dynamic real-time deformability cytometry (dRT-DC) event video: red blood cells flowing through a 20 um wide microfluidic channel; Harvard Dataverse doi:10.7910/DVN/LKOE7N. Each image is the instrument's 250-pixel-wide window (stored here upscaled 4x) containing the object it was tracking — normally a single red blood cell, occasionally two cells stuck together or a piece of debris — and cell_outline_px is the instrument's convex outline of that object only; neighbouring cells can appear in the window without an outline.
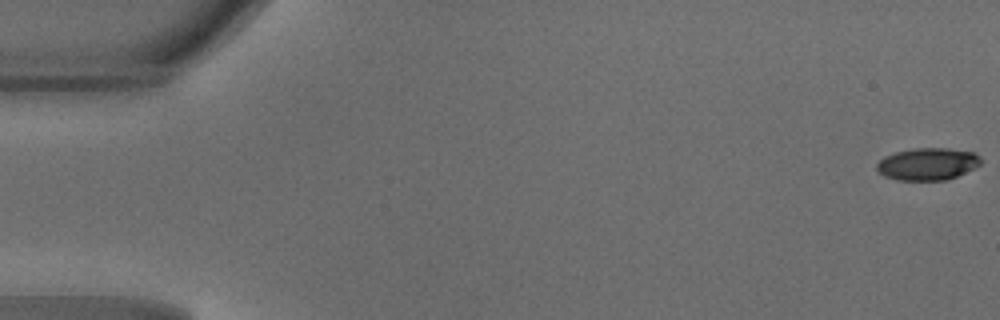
{"species": "common noctule bat (a hibernating species)", "species_latin": "Nyctalus noctula", "temperature_condition": "warm", "stored_images_in_passage": 49, "camera_frame_rate_fps": 3000, "um_per_image_px": 0.085, "animal": {"sex": "male", "body_mass_g": 18.8}, "frame": {"image": 1, "passage_image": 1, "time_ms": 0.0, "image_size_px": [1000, 320], "cell_outline_px": [[980, 164], [956, 176], [944, 180], [896, 180], [884, 176], [876, 168], [876, 164], [884, 156], [896, 152], [916, 148], [948, 148], [972, 152], [980, 156]], "centroid_in_image_um": [78.81, 13.93], "position_along_channel_um": 6.2, "area_um2": 19.31}}
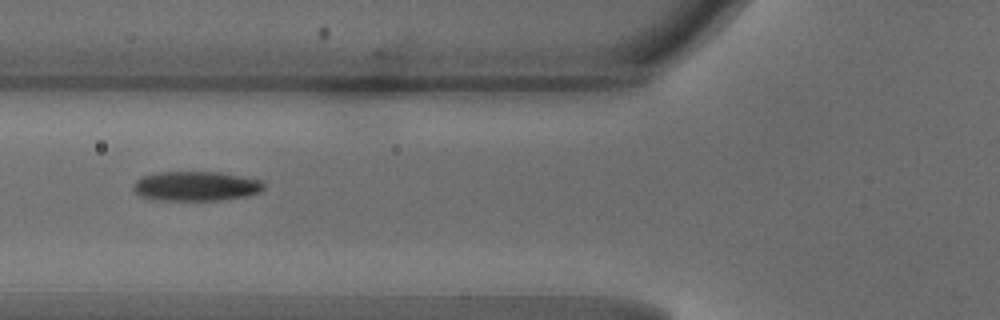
{"frame": {"image": 2, "passage_image": 19, "time_ms": 6.0, "image_size_px": [1000, 320], "cell_outline_px": [[264, 188], [260, 192], [248, 196], [216, 200], [152, 200], [140, 196], [132, 188], [132, 184], [136, 180], [144, 176], [160, 172], [220, 172], [260, 180], [264, 184]], "centroid_in_image_um": [16.63, 15.83], "position_along_channel_um": 109.2, "area_um2": 22.48}}
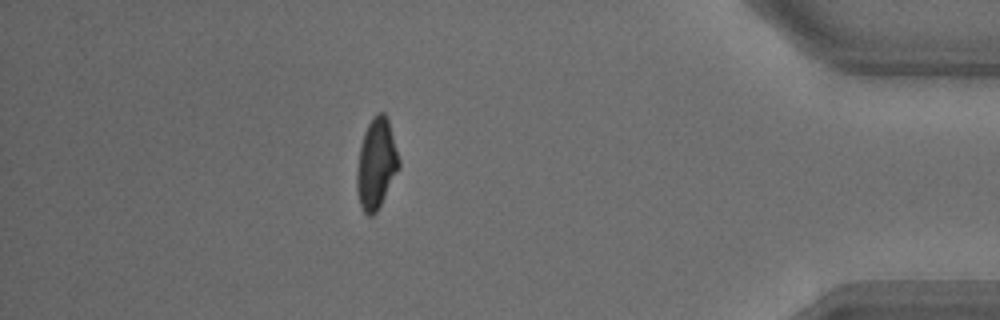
{"frame": {"image": 3, "passage_image": 43, "time_ms": 14.0, "image_size_px": [1000, 320], "cell_outline_px": [[400, 168], [376, 212], [372, 216], [368, 216], [364, 212], [360, 204], [356, 184], [356, 172], [360, 144], [364, 132], [372, 116], [376, 112], [384, 112], [388, 116], [400, 160]], "centroid_in_image_um": [31.99, 13.87], "position_along_channel_um": 403.2, "area_um2": 22.43}, "authors_computed_cell_mechanics": {"area_um2": 22.1374, "velocity_mm_per_s": 4.2078, "shape_relaxation_time_tau1_ms": 3.068, "shape_relaxation_time_tau2_ms": 3.0073, "deformation_change_tau1": 0.1591, "deformation_change_tau2": 0.0748}}